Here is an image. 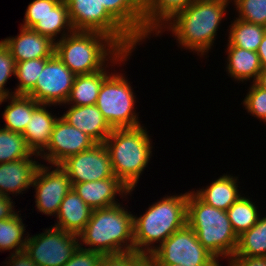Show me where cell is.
Listing matches in <instances>:
<instances>
[{
	"label": "cell",
	"mask_w": 266,
	"mask_h": 266,
	"mask_svg": "<svg viewBox=\"0 0 266 266\" xmlns=\"http://www.w3.org/2000/svg\"><path fill=\"white\" fill-rule=\"evenodd\" d=\"M231 4L225 0H195L175 14L154 34L171 31L179 46L197 52L200 57L212 48L222 19Z\"/></svg>",
	"instance_id": "cell-1"
},
{
	"label": "cell",
	"mask_w": 266,
	"mask_h": 266,
	"mask_svg": "<svg viewBox=\"0 0 266 266\" xmlns=\"http://www.w3.org/2000/svg\"><path fill=\"white\" fill-rule=\"evenodd\" d=\"M131 53L109 36L95 31H73L55 42L54 52L76 76L98 72L110 63L125 64Z\"/></svg>",
	"instance_id": "cell-2"
},
{
	"label": "cell",
	"mask_w": 266,
	"mask_h": 266,
	"mask_svg": "<svg viewBox=\"0 0 266 266\" xmlns=\"http://www.w3.org/2000/svg\"><path fill=\"white\" fill-rule=\"evenodd\" d=\"M188 192L165 196L149 205L143 215H133L134 251L149 256L174 232L187 224ZM155 243H159L155 245ZM156 247H155V246Z\"/></svg>",
	"instance_id": "cell-3"
},
{
	"label": "cell",
	"mask_w": 266,
	"mask_h": 266,
	"mask_svg": "<svg viewBox=\"0 0 266 266\" xmlns=\"http://www.w3.org/2000/svg\"><path fill=\"white\" fill-rule=\"evenodd\" d=\"M127 210L120 202L93 209L90 220L78 234L79 247L102 255L134 251L133 214ZM83 244L86 246L82 247Z\"/></svg>",
	"instance_id": "cell-4"
},
{
	"label": "cell",
	"mask_w": 266,
	"mask_h": 266,
	"mask_svg": "<svg viewBox=\"0 0 266 266\" xmlns=\"http://www.w3.org/2000/svg\"><path fill=\"white\" fill-rule=\"evenodd\" d=\"M144 127L113 129L104 142L114 175L130 190H135L153 154L152 141Z\"/></svg>",
	"instance_id": "cell-5"
},
{
	"label": "cell",
	"mask_w": 266,
	"mask_h": 266,
	"mask_svg": "<svg viewBox=\"0 0 266 266\" xmlns=\"http://www.w3.org/2000/svg\"><path fill=\"white\" fill-rule=\"evenodd\" d=\"M191 191L187 198V224L195 231L198 241L217 260L228 259L236 251L238 236L226 211L207 205Z\"/></svg>",
	"instance_id": "cell-6"
},
{
	"label": "cell",
	"mask_w": 266,
	"mask_h": 266,
	"mask_svg": "<svg viewBox=\"0 0 266 266\" xmlns=\"http://www.w3.org/2000/svg\"><path fill=\"white\" fill-rule=\"evenodd\" d=\"M123 73H112L103 81L96 106L112 129L140 126L136 96Z\"/></svg>",
	"instance_id": "cell-7"
},
{
	"label": "cell",
	"mask_w": 266,
	"mask_h": 266,
	"mask_svg": "<svg viewBox=\"0 0 266 266\" xmlns=\"http://www.w3.org/2000/svg\"><path fill=\"white\" fill-rule=\"evenodd\" d=\"M74 31H95L112 38L123 50L139 44L105 9L101 0H62Z\"/></svg>",
	"instance_id": "cell-8"
},
{
	"label": "cell",
	"mask_w": 266,
	"mask_h": 266,
	"mask_svg": "<svg viewBox=\"0 0 266 266\" xmlns=\"http://www.w3.org/2000/svg\"><path fill=\"white\" fill-rule=\"evenodd\" d=\"M149 256L154 264L221 266L219 261L198 241L195 231L188 224L174 232Z\"/></svg>",
	"instance_id": "cell-9"
},
{
	"label": "cell",
	"mask_w": 266,
	"mask_h": 266,
	"mask_svg": "<svg viewBox=\"0 0 266 266\" xmlns=\"http://www.w3.org/2000/svg\"><path fill=\"white\" fill-rule=\"evenodd\" d=\"M27 238L25 252L38 266H63L79 247L78 235L52 226Z\"/></svg>",
	"instance_id": "cell-10"
},
{
	"label": "cell",
	"mask_w": 266,
	"mask_h": 266,
	"mask_svg": "<svg viewBox=\"0 0 266 266\" xmlns=\"http://www.w3.org/2000/svg\"><path fill=\"white\" fill-rule=\"evenodd\" d=\"M75 74L54 54L37 78L35 87L27 94L40 104H65L73 86Z\"/></svg>",
	"instance_id": "cell-11"
},
{
	"label": "cell",
	"mask_w": 266,
	"mask_h": 266,
	"mask_svg": "<svg viewBox=\"0 0 266 266\" xmlns=\"http://www.w3.org/2000/svg\"><path fill=\"white\" fill-rule=\"evenodd\" d=\"M52 167L56 168L50 171ZM32 187L35 189V206L38 212L55 217L64 197L72 189V184L60 165L48 167L40 164L36 170Z\"/></svg>",
	"instance_id": "cell-12"
},
{
	"label": "cell",
	"mask_w": 266,
	"mask_h": 266,
	"mask_svg": "<svg viewBox=\"0 0 266 266\" xmlns=\"http://www.w3.org/2000/svg\"><path fill=\"white\" fill-rule=\"evenodd\" d=\"M60 167L67 173L71 183L99 181L117 178L112 169L109 151L104 143L65 159Z\"/></svg>",
	"instance_id": "cell-13"
},
{
	"label": "cell",
	"mask_w": 266,
	"mask_h": 266,
	"mask_svg": "<svg viewBox=\"0 0 266 266\" xmlns=\"http://www.w3.org/2000/svg\"><path fill=\"white\" fill-rule=\"evenodd\" d=\"M95 144L92 138L59 117L54 124L50 142L39 157L50 165H60L68 157L88 150Z\"/></svg>",
	"instance_id": "cell-14"
},
{
	"label": "cell",
	"mask_w": 266,
	"mask_h": 266,
	"mask_svg": "<svg viewBox=\"0 0 266 266\" xmlns=\"http://www.w3.org/2000/svg\"><path fill=\"white\" fill-rule=\"evenodd\" d=\"M15 37L3 39L9 48L15 63L38 58H51L55 52V42L39 34L32 28L20 27Z\"/></svg>",
	"instance_id": "cell-15"
},
{
	"label": "cell",
	"mask_w": 266,
	"mask_h": 266,
	"mask_svg": "<svg viewBox=\"0 0 266 266\" xmlns=\"http://www.w3.org/2000/svg\"><path fill=\"white\" fill-rule=\"evenodd\" d=\"M73 190L92 209L108 208L119 203L116 201L117 194L124 198L131 196L130 190L118 178H106L99 181L84 183H71Z\"/></svg>",
	"instance_id": "cell-16"
},
{
	"label": "cell",
	"mask_w": 266,
	"mask_h": 266,
	"mask_svg": "<svg viewBox=\"0 0 266 266\" xmlns=\"http://www.w3.org/2000/svg\"><path fill=\"white\" fill-rule=\"evenodd\" d=\"M34 159V160H33ZM33 158L20 159L13 162L0 163V194L11 197L28 190L38 169L39 163Z\"/></svg>",
	"instance_id": "cell-17"
},
{
	"label": "cell",
	"mask_w": 266,
	"mask_h": 266,
	"mask_svg": "<svg viewBox=\"0 0 266 266\" xmlns=\"http://www.w3.org/2000/svg\"><path fill=\"white\" fill-rule=\"evenodd\" d=\"M61 117L96 143H104L113 130L96 105H71Z\"/></svg>",
	"instance_id": "cell-18"
},
{
	"label": "cell",
	"mask_w": 266,
	"mask_h": 266,
	"mask_svg": "<svg viewBox=\"0 0 266 266\" xmlns=\"http://www.w3.org/2000/svg\"><path fill=\"white\" fill-rule=\"evenodd\" d=\"M101 4L139 45L145 41L143 0H101Z\"/></svg>",
	"instance_id": "cell-19"
},
{
	"label": "cell",
	"mask_w": 266,
	"mask_h": 266,
	"mask_svg": "<svg viewBox=\"0 0 266 266\" xmlns=\"http://www.w3.org/2000/svg\"><path fill=\"white\" fill-rule=\"evenodd\" d=\"M51 106L50 104H39L32 112L31 119L23 132L28 148L37 155L47 148L54 124L59 118L46 109Z\"/></svg>",
	"instance_id": "cell-20"
},
{
	"label": "cell",
	"mask_w": 266,
	"mask_h": 266,
	"mask_svg": "<svg viewBox=\"0 0 266 266\" xmlns=\"http://www.w3.org/2000/svg\"><path fill=\"white\" fill-rule=\"evenodd\" d=\"M92 212L93 209L72 188L60 204L54 226L78 235L90 220Z\"/></svg>",
	"instance_id": "cell-21"
},
{
	"label": "cell",
	"mask_w": 266,
	"mask_h": 266,
	"mask_svg": "<svg viewBox=\"0 0 266 266\" xmlns=\"http://www.w3.org/2000/svg\"><path fill=\"white\" fill-rule=\"evenodd\" d=\"M239 177L223 174L210 183L205 189L199 188L193 193L207 205L227 211L229 207L241 196L237 180Z\"/></svg>",
	"instance_id": "cell-22"
},
{
	"label": "cell",
	"mask_w": 266,
	"mask_h": 266,
	"mask_svg": "<svg viewBox=\"0 0 266 266\" xmlns=\"http://www.w3.org/2000/svg\"><path fill=\"white\" fill-rule=\"evenodd\" d=\"M195 0H143L145 38L154 36L175 14Z\"/></svg>",
	"instance_id": "cell-23"
},
{
	"label": "cell",
	"mask_w": 266,
	"mask_h": 266,
	"mask_svg": "<svg viewBox=\"0 0 266 266\" xmlns=\"http://www.w3.org/2000/svg\"><path fill=\"white\" fill-rule=\"evenodd\" d=\"M227 65L226 72L228 76L234 78V81L242 83L253 78L255 82L262 70L257 52L242 49L237 46H227Z\"/></svg>",
	"instance_id": "cell-24"
},
{
	"label": "cell",
	"mask_w": 266,
	"mask_h": 266,
	"mask_svg": "<svg viewBox=\"0 0 266 266\" xmlns=\"http://www.w3.org/2000/svg\"><path fill=\"white\" fill-rule=\"evenodd\" d=\"M107 67L92 74L75 76L70 95L63 105H95L103 81L111 74Z\"/></svg>",
	"instance_id": "cell-25"
},
{
	"label": "cell",
	"mask_w": 266,
	"mask_h": 266,
	"mask_svg": "<svg viewBox=\"0 0 266 266\" xmlns=\"http://www.w3.org/2000/svg\"><path fill=\"white\" fill-rule=\"evenodd\" d=\"M7 99L11 101L6 105L2 114L5 121L3 128L23 134L28 121L31 119L32 112L40 103L27 95L14 94L0 100V105L5 101L7 102Z\"/></svg>",
	"instance_id": "cell-26"
},
{
	"label": "cell",
	"mask_w": 266,
	"mask_h": 266,
	"mask_svg": "<svg viewBox=\"0 0 266 266\" xmlns=\"http://www.w3.org/2000/svg\"><path fill=\"white\" fill-rule=\"evenodd\" d=\"M32 29L50 38L53 42L72 33L74 29L69 18L67 5L61 0L48 14L42 17ZM59 34H61V37L57 39Z\"/></svg>",
	"instance_id": "cell-27"
},
{
	"label": "cell",
	"mask_w": 266,
	"mask_h": 266,
	"mask_svg": "<svg viewBox=\"0 0 266 266\" xmlns=\"http://www.w3.org/2000/svg\"><path fill=\"white\" fill-rule=\"evenodd\" d=\"M227 30L229 32L227 46H237L254 52H257L266 33V27L245 22L238 18L231 22Z\"/></svg>",
	"instance_id": "cell-28"
},
{
	"label": "cell",
	"mask_w": 266,
	"mask_h": 266,
	"mask_svg": "<svg viewBox=\"0 0 266 266\" xmlns=\"http://www.w3.org/2000/svg\"><path fill=\"white\" fill-rule=\"evenodd\" d=\"M243 257H266V216L238 237L234 255Z\"/></svg>",
	"instance_id": "cell-29"
},
{
	"label": "cell",
	"mask_w": 266,
	"mask_h": 266,
	"mask_svg": "<svg viewBox=\"0 0 266 266\" xmlns=\"http://www.w3.org/2000/svg\"><path fill=\"white\" fill-rule=\"evenodd\" d=\"M258 206L248 197L240 196L226 211L236 235L239 237L255 225L260 217Z\"/></svg>",
	"instance_id": "cell-30"
},
{
	"label": "cell",
	"mask_w": 266,
	"mask_h": 266,
	"mask_svg": "<svg viewBox=\"0 0 266 266\" xmlns=\"http://www.w3.org/2000/svg\"><path fill=\"white\" fill-rule=\"evenodd\" d=\"M20 215V216H19ZM25 224H23L21 214H16L12 218L0 220V251L13 250L12 253L25 250L28 234L25 235Z\"/></svg>",
	"instance_id": "cell-31"
},
{
	"label": "cell",
	"mask_w": 266,
	"mask_h": 266,
	"mask_svg": "<svg viewBox=\"0 0 266 266\" xmlns=\"http://www.w3.org/2000/svg\"><path fill=\"white\" fill-rule=\"evenodd\" d=\"M34 154L27 146L22 133L0 128V163L13 162L20 159L32 158Z\"/></svg>",
	"instance_id": "cell-32"
},
{
	"label": "cell",
	"mask_w": 266,
	"mask_h": 266,
	"mask_svg": "<svg viewBox=\"0 0 266 266\" xmlns=\"http://www.w3.org/2000/svg\"><path fill=\"white\" fill-rule=\"evenodd\" d=\"M49 58H38L16 63L15 76L18 79L15 95H27L36 85L37 78Z\"/></svg>",
	"instance_id": "cell-33"
},
{
	"label": "cell",
	"mask_w": 266,
	"mask_h": 266,
	"mask_svg": "<svg viewBox=\"0 0 266 266\" xmlns=\"http://www.w3.org/2000/svg\"><path fill=\"white\" fill-rule=\"evenodd\" d=\"M238 19L266 27V0H233Z\"/></svg>",
	"instance_id": "cell-34"
},
{
	"label": "cell",
	"mask_w": 266,
	"mask_h": 266,
	"mask_svg": "<svg viewBox=\"0 0 266 266\" xmlns=\"http://www.w3.org/2000/svg\"><path fill=\"white\" fill-rule=\"evenodd\" d=\"M242 103L250 115L266 123V89L252 82Z\"/></svg>",
	"instance_id": "cell-35"
},
{
	"label": "cell",
	"mask_w": 266,
	"mask_h": 266,
	"mask_svg": "<svg viewBox=\"0 0 266 266\" xmlns=\"http://www.w3.org/2000/svg\"><path fill=\"white\" fill-rule=\"evenodd\" d=\"M16 63L9 48L0 41V100L14 95V92H10L8 88H5V84L8 82L12 75L15 76ZM11 76V77H10ZM5 88V89H4Z\"/></svg>",
	"instance_id": "cell-36"
},
{
	"label": "cell",
	"mask_w": 266,
	"mask_h": 266,
	"mask_svg": "<svg viewBox=\"0 0 266 266\" xmlns=\"http://www.w3.org/2000/svg\"><path fill=\"white\" fill-rule=\"evenodd\" d=\"M61 0H33L28 5L22 27L32 28L42 17L48 14Z\"/></svg>",
	"instance_id": "cell-37"
},
{
	"label": "cell",
	"mask_w": 266,
	"mask_h": 266,
	"mask_svg": "<svg viewBox=\"0 0 266 266\" xmlns=\"http://www.w3.org/2000/svg\"><path fill=\"white\" fill-rule=\"evenodd\" d=\"M145 255L135 251L114 255H103L99 266H135Z\"/></svg>",
	"instance_id": "cell-38"
},
{
	"label": "cell",
	"mask_w": 266,
	"mask_h": 266,
	"mask_svg": "<svg viewBox=\"0 0 266 266\" xmlns=\"http://www.w3.org/2000/svg\"><path fill=\"white\" fill-rule=\"evenodd\" d=\"M102 254L78 247L63 266H99Z\"/></svg>",
	"instance_id": "cell-39"
},
{
	"label": "cell",
	"mask_w": 266,
	"mask_h": 266,
	"mask_svg": "<svg viewBox=\"0 0 266 266\" xmlns=\"http://www.w3.org/2000/svg\"><path fill=\"white\" fill-rule=\"evenodd\" d=\"M227 261L228 266H266V257L231 256Z\"/></svg>",
	"instance_id": "cell-40"
},
{
	"label": "cell",
	"mask_w": 266,
	"mask_h": 266,
	"mask_svg": "<svg viewBox=\"0 0 266 266\" xmlns=\"http://www.w3.org/2000/svg\"><path fill=\"white\" fill-rule=\"evenodd\" d=\"M10 259L5 261L6 266H38L30 256L24 251L11 253L10 252Z\"/></svg>",
	"instance_id": "cell-41"
},
{
	"label": "cell",
	"mask_w": 266,
	"mask_h": 266,
	"mask_svg": "<svg viewBox=\"0 0 266 266\" xmlns=\"http://www.w3.org/2000/svg\"><path fill=\"white\" fill-rule=\"evenodd\" d=\"M14 201L10 197H5L4 195L0 194V220H6L9 218H12L15 216L18 212H15L16 210L14 209Z\"/></svg>",
	"instance_id": "cell-42"
},
{
	"label": "cell",
	"mask_w": 266,
	"mask_h": 266,
	"mask_svg": "<svg viewBox=\"0 0 266 266\" xmlns=\"http://www.w3.org/2000/svg\"><path fill=\"white\" fill-rule=\"evenodd\" d=\"M257 54L259 56L262 68H266V33L258 47Z\"/></svg>",
	"instance_id": "cell-43"
},
{
	"label": "cell",
	"mask_w": 266,
	"mask_h": 266,
	"mask_svg": "<svg viewBox=\"0 0 266 266\" xmlns=\"http://www.w3.org/2000/svg\"><path fill=\"white\" fill-rule=\"evenodd\" d=\"M255 83L259 87L266 89V68H262Z\"/></svg>",
	"instance_id": "cell-44"
},
{
	"label": "cell",
	"mask_w": 266,
	"mask_h": 266,
	"mask_svg": "<svg viewBox=\"0 0 266 266\" xmlns=\"http://www.w3.org/2000/svg\"><path fill=\"white\" fill-rule=\"evenodd\" d=\"M135 266H155L150 256H144Z\"/></svg>",
	"instance_id": "cell-45"
},
{
	"label": "cell",
	"mask_w": 266,
	"mask_h": 266,
	"mask_svg": "<svg viewBox=\"0 0 266 266\" xmlns=\"http://www.w3.org/2000/svg\"><path fill=\"white\" fill-rule=\"evenodd\" d=\"M155 266H183L181 264H155Z\"/></svg>",
	"instance_id": "cell-46"
}]
</instances>
